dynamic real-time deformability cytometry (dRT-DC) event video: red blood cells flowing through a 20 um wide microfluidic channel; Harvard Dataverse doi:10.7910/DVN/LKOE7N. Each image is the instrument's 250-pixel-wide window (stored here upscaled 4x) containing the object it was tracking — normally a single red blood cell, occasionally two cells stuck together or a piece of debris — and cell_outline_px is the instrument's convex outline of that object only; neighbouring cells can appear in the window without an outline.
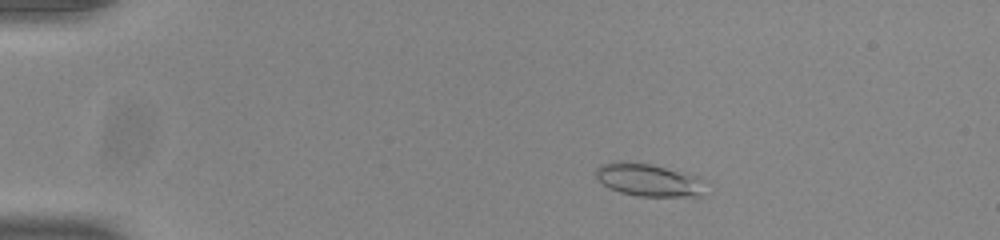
{"species": "common noctule bat (a hibernating species)", "species_latin": "Nyctalus noctula", "temperature_condition": "room temperature", "stored_images_in_passage": 46, "camera_frame_rate_fps": 3000, "um_per_image_px": 0.085, "animal": {"sex": "male", "body_mass_g": 20.0, "forearm_length_mm": 53.3}, "frame": {"image": 1, "passage_image": 3, "time_ms": 0.667, "image_size_px": [1000, 240], "cell_outline_px": [[704, 196], [640, 196], [620, 192], [608, 188], [596, 176], [596, 168], [600, 164], [620, 160], [652, 164], [696, 176]], "centroid_in_image_um": [55.02, 15.28], "position_along_channel_um": 30.0, "area_um2": 20.46}}
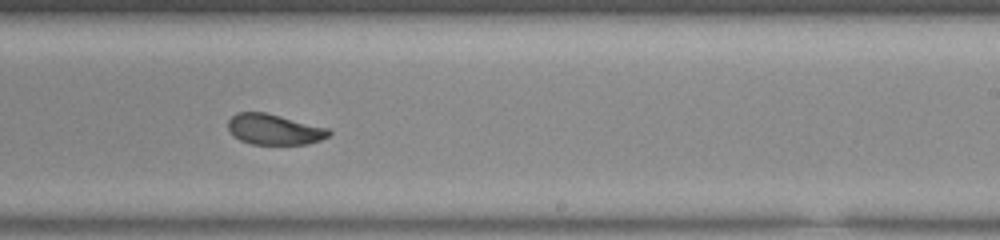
{"frame": {"image": 2, "passage_image": 27, "time_ms": 8.667, "image_size_px": [1000, 240], "cell_outline_px": [[332, 132], [328, 136], [320, 140], [308, 144], [252, 144], [240, 140], [228, 128], [228, 120], [236, 112], [264, 112], [328, 128]], "centroid_in_image_um": [23.31, 11.0], "position_along_channel_um": 265.7, "area_um2": 17.74}}
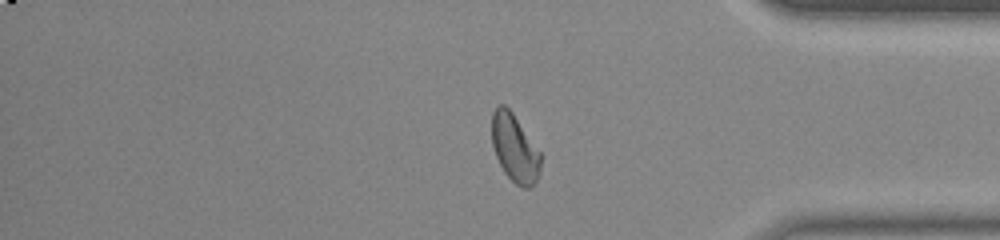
{"frame": {"image": 3, "passage_image": 38, "time_ms": 12.333, "image_size_px": [1000, 240], "cell_outline_px": [[540, 168], [536, 180], [528, 188], [524, 188], [516, 184], [504, 172], [496, 156], [492, 144], [492, 112], [496, 104], [504, 104], [512, 112], [540, 152]], "centroid_in_image_um": [43.72, 12.56], "position_along_channel_um": 391.5, "area_um2": 19.02}, "authors_computed_cell_mechanics": {"area_um2": 18.9873, "velocity_mm_per_s": 3.8579, "shape_relaxation_time_tau1_ms": 3.2154, "shape_relaxation_time_tau2_ms": 1.749, "deformation_change_tau1": 0.1305, "deformation_change_tau2": 0.082}}